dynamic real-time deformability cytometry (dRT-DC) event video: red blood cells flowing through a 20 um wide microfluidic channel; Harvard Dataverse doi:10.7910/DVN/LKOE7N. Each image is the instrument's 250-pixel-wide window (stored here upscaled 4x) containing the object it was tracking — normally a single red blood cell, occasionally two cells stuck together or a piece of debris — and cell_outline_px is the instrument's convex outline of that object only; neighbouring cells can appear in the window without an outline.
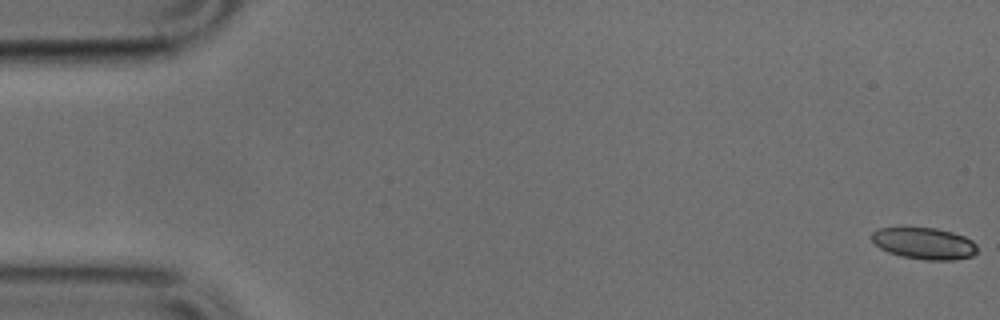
{"species": "common noctule bat (a hibernating species)", "species_latin": "Nyctalus noctula", "temperature_condition": "cold", "stored_images_in_passage": 10, "camera_frame_rate_fps": 3000, "um_per_image_px": 0.085, "animal": {"sex": "male", "body_mass_g": 17.9, "forearm_length_mm": 54.2}, "frame": {"image": 1, "passage_image": 1, "time_ms": 0.0, "image_size_px": [1000, 320], "cell_outline_px": [[976, 252], [972, 256], [952, 260], [924, 260], [900, 256], [888, 252], [880, 248], [872, 240], [872, 232], [880, 228], [900, 224], [904, 224], [936, 228], [952, 232], [964, 236], [972, 240], [976, 244]], "centroid_in_image_um": [78.5, 20.63], "position_along_channel_um": 6.5, "area_um2": 20.23}}